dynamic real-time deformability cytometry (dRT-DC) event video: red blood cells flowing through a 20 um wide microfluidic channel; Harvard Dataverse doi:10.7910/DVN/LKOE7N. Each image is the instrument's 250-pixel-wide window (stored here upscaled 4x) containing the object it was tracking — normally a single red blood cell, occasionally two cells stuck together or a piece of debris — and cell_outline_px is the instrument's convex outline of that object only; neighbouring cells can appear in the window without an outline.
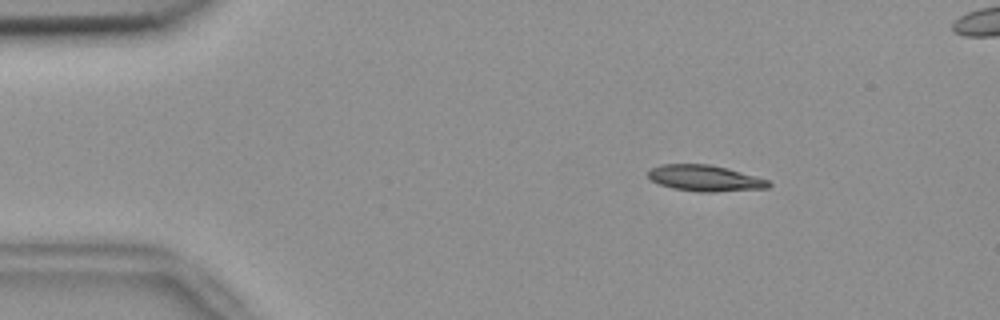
{"species": "common noctule bat (a hibernating species)", "species_latin": "Nyctalus noctula", "temperature_condition": "room temperature", "stored_images_in_passage": 56, "segment_of_instrument_passage": [1, 2], "camera_frame_rate_fps": 3000, "um_per_image_px": 0.085, "animal": {"sex": "female", "body_mass_g": 18.4}, "frame": {"image": 1, "passage_image": 9, "time_ms": 2.667, "image_size_px": [1000, 320], "cell_outline_px": [[772, 184], [768, 188], [716, 192], [700, 192], [672, 188], [660, 184], [652, 180], [648, 176], [648, 168], [660, 164], [708, 164], [728, 168], [768, 180]], "centroid_in_image_um": [59.9, 15.14], "position_along_channel_um": 25.1, "area_um2": 18.38}}
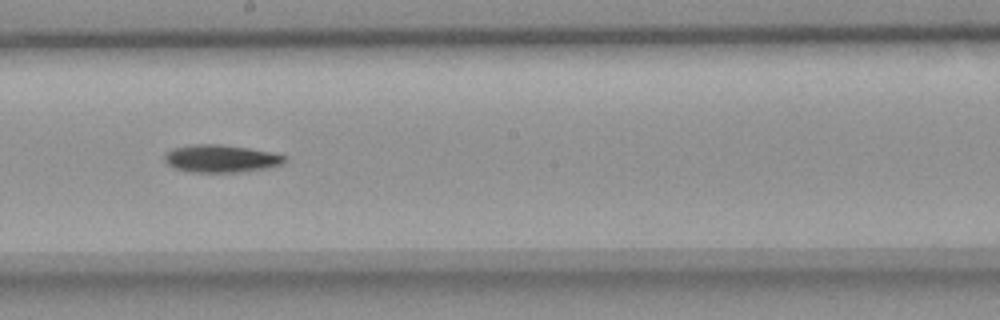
{"frame": {"image": 2, "passage_image": 31, "time_ms": 10.0, "image_size_px": [1000, 320], "cell_outline_px": [[288, 160], [284, 164], [268, 168], [240, 172], [192, 172], [172, 168], [164, 160], [164, 156], [172, 148], [192, 144], [220, 144], [248, 148], [272, 152], [288, 156]], "centroid_in_image_um": [18.82, 13.48], "position_along_channel_um": 229.4, "area_um2": 19.59}}
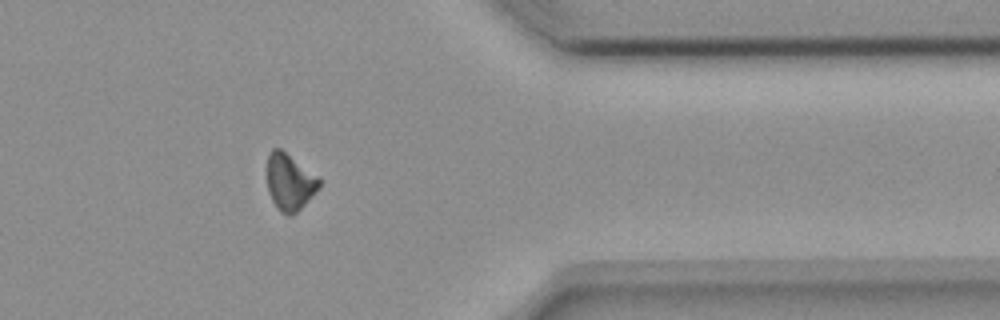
{"frame": {"image": 3, "passage_image": 45, "time_ms": 14.667, "image_size_px": [1000, 320], "cell_outline_px": [[320, 188], [292, 216], [288, 216], [280, 212], [272, 200], [268, 192], [264, 172], [268, 152], [272, 148], [280, 148], [316, 176], [320, 180]], "centroid_in_image_um": [24.54, 15.46], "position_along_channel_um": 386.9, "area_um2": 17.46}}